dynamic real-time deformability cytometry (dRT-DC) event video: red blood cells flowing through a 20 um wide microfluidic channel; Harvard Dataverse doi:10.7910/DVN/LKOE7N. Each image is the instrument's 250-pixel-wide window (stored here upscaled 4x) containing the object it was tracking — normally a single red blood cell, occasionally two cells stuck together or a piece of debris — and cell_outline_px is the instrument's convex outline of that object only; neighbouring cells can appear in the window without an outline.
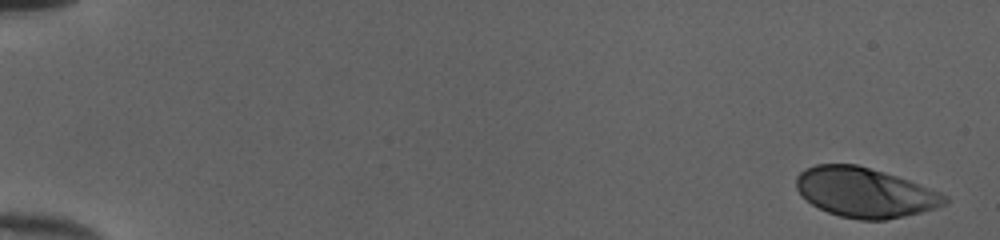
{"species": "human", "species_latin": "Homo sapiens", "temperature_condition": "cold", "stored_images_in_passage": 51, "camera_frame_rate_fps": 3000, "um_per_image_px": 0.085, "donor": {"sex": "female"}, "frame": {"image": 1, "passage_image": 1, "time_ms": 0.0, "image_size_px": [1000, 240], "cell_outline_px": [[948, 200], [944, 204], [920, 212], [904, 216], [884, 220], [860, 220], [840, 216], [828, 212], [812, 204], [796, 188], [796, 176], [804, 168], [816, 164], [856, 164], [884, 172], [920, 184], [940, 192], [948, 196]], "centroid_in_image_um": [73.49, 16.35], "position_along_channel_um": 11.5, "area_um2": 42.66}}
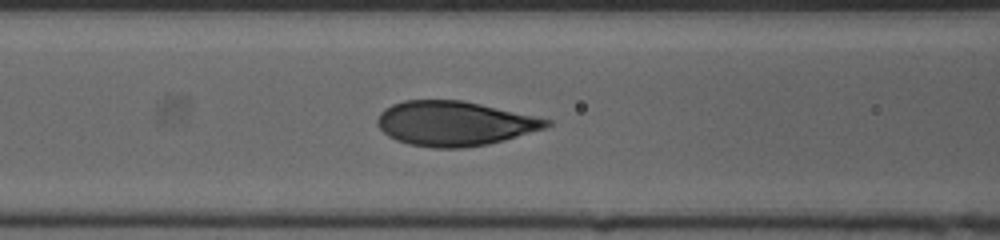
{"frame": {"image": 2, "passage_image": 23, "time_ms": 7.333, "image_size_px": [1000, 240], "cell_outline_px": [[552, 124], [544, 128], [504, 140], [488, 144], [464, 148], [432, 148], [408, 144], [396, 140], [388, 136], [376, 124], [376, 120], [380, 112], [384, 108], [392, 104], [404, 100], [460, 100], [480, 104], [552, 120]], "centroid_in_image_um": [38.58, 10.5], "position_along_channel_um": 128.0, "area_um2": 43.87}}
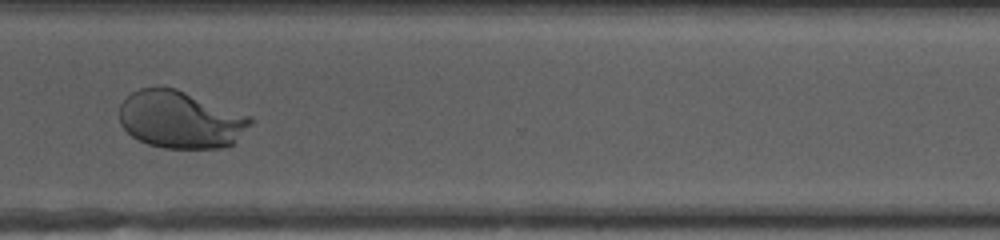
{"frame": {"image": 3, "passage_image": 40, "time_ms": 13.0, "image_size_px": [1000, 240], "cell_outline_px": [[252, 124], [232, 144], [224, 148], [164, 148], [148, 144], [132, 136], [120, 124], [120, 104], [132, 92], [140, 88], [176, 88], [252, 116]], "centroid_in_image_um": [15.36, 10.17], "position_along_channel_um": 355.2, "area_um2": 43.7}, "authors_computed_cell_mechanics": {"area_um2": 43.8124, "velocity_mm_per_s": 4.0175, "shape_relaxation_time_tau1_ms": 3.1543, "shape_relaxation_time_tau2_ms": null, "deformation_change_tau1": 0.1947, "deformation_change_tau2": null}}